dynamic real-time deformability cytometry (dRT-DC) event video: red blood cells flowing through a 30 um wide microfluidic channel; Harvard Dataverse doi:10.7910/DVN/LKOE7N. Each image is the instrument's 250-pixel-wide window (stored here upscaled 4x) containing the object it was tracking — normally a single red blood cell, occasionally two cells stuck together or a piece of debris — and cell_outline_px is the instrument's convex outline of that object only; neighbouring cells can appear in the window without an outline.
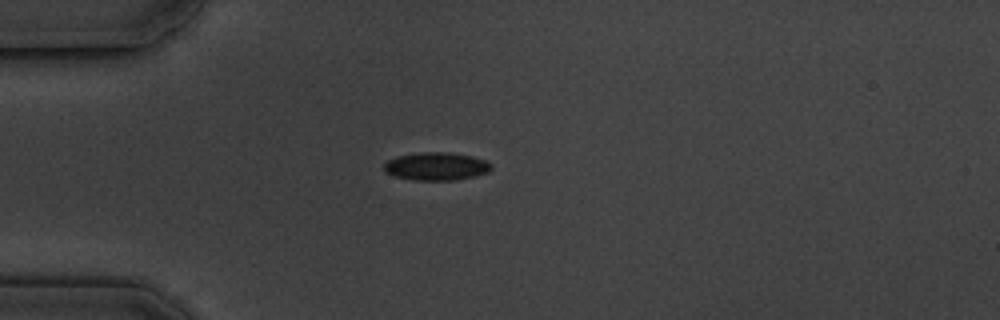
{"species": "common noctule bat (a hibernating species)", "species_latin": "Nyctalus noctula", "temperature_condition": "cold", "stored_images_in_passage": 5, "camera_frame_rate_fps": 3000, "um_per_image_px": 0.085, "animal": {"sex": "male", "body_mass_g": 19.5, "forearm_length_mm": 54.6}, "frame": {"image": 1, "passage_image": 1, "time_ms": 0.0, "image_size_px": [1000, 320], "cell_outline_px": [[492, 168], [488, 172], [476, 176], [456, 180], [412, 180], [396, 176], [384, 172], [384, 164], [388, 160], [396, 156], [424, 152], [448, 152], [472, 156], [488, 160], [492, 164]], "centroid_in_image_um": [37.12, 14.14], "position_along_channel_um": 47.9, "area_um2": 17.63}}
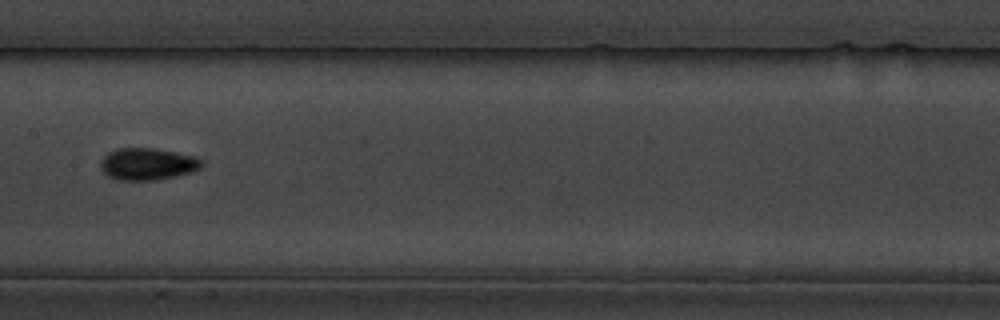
{"frame": {"image": 2, "passage_image": 5, "time_ms": 4.667, "image_size_px": [1000, 320], "cell_outline_px": [[204, 164], [200, 168], [192, 172], [176, 176], [156, 180], [116, 180], [108, 176], [100, 168], [100, 160], [108, 152], [116, 148], [152, 148], [176, 152], [192, 156], [200, 160]], "centroid_in_image_um": [12.5, 13.94], "position_along_channel_um": 194.9, "area_um2": 18.9}}